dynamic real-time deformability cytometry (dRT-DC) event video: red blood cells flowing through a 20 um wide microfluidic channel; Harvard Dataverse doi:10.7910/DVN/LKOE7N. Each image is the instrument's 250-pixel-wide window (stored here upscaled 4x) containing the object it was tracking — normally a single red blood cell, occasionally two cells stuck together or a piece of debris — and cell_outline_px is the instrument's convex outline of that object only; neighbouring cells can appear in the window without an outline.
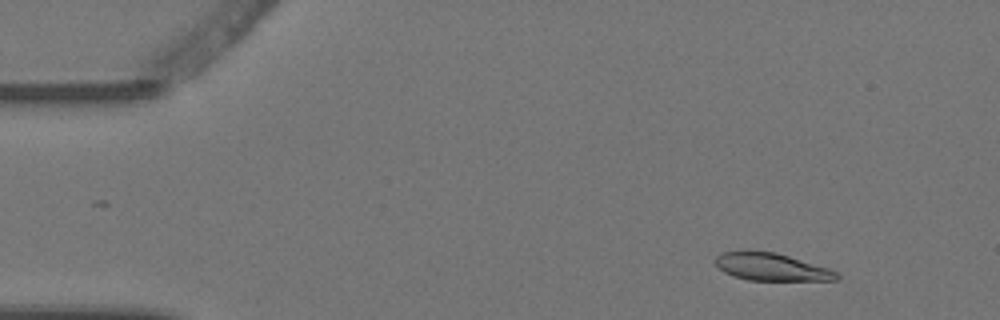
{"species": "Egyptian fruit bat (a non-hibernating species)", "species_latin": "Rousettus aegyptiacus", "temperature_condition": "warm", "stored_images_in_passage": 5, "segment_of_instrument_passage": [1, 2], "camera_frame_rate_fps": 3000, "um_per_image_px": 0.085, "animal": {"sex": "female"}, "frame": {"image": 1, "passage_image": 2, "time_ms": 0.333, "image_size_px": [1000, 320], "cell_outline_px": [[840, 276], [836, 280], [748, 280], [732, 276], [724, 272], [716, 264], [716, 256], [724, 252], [776, 252], [828, 268], [836, 272]], "centroid_in_image_um": [65.58, 22.71], "position_along_channel_um": 19.4, "area_um2": 18.96}}
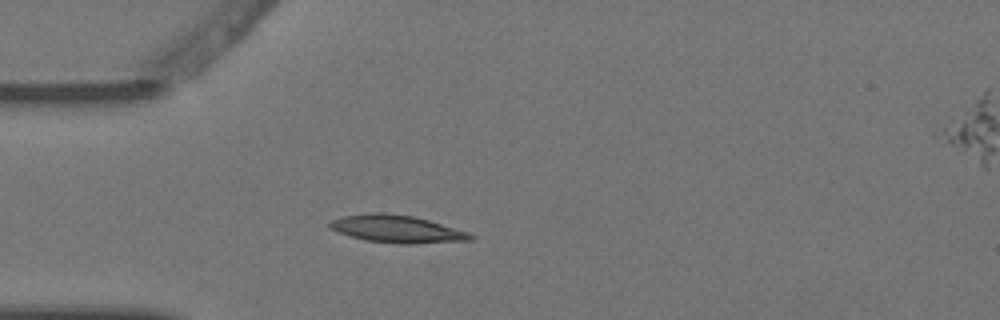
{"frame": {"image": 2, "passage_image": 4, "time_ms": 1.0, "image_size_px": [1000, 320], "cell_outline_px": [[476, 236], [472, 240], [412, 244], [400, 244], [368, 240], [348, 236], [336, 232], [328, 224], [332, 220], [344, 216], [372, 212], [384, 212], [412, 216], [428, 220], [468, 232]], "centroid_in_image_um": [33.74, 19.46], "position_along_channel_um": 51.3, "area_um2": 22.43}}